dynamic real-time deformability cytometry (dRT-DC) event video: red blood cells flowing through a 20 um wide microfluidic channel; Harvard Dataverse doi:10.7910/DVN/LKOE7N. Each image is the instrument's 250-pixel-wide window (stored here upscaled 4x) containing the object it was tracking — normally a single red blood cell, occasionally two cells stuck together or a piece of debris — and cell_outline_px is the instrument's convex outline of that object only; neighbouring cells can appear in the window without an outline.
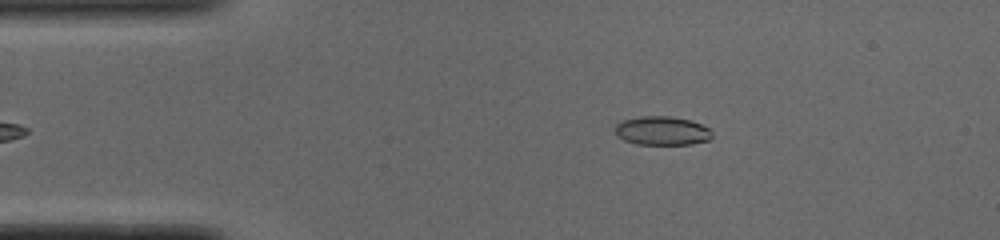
{"species": "common noctule bat (a hibernating species)", "species_latin": "Nyctalus noctula", "temperature_condition": "cold", "stored_images_in_passage": 46, "camera_frame_rate_fps": 3000, "um_per_image_px": 0.085, "animal": {"sex": "male", "body_mass_g": 19.0, "forearm_length_mm": 50.8}, "frame": {"image": 1, "passage_image": 4, "time_ms": 1.0, "image_size_px": [1000, 240], "cell_outline_px": [[712, 136], [708, 140], [692, 144], [636, 144], [624, 140], [616, 136], [616, 124], [620, 120], [640, 116], [672, 116], [692, 120], [708, 128], [712, 132]], "centroid_in_image_um": [56.25, 11.1], "position_along_channel_um": 28.7, "area_um2": 16.42}}
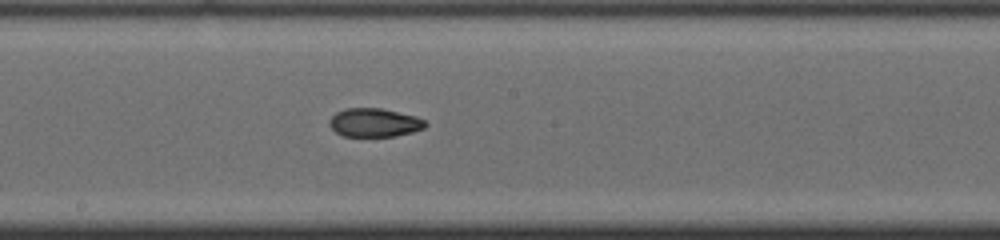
{"frame": {"image": 2, "passage_image": 22, "time_ms": 7.0, "image_size_px": [1000, 240], "cell_outline_px": [[428, 124], [424, 128], [412, 132], [396, 136], [344, 136], [336, 132], [328, 124], [328, 120], [336, 112], [344, 108], [380, 108], [416, 116], [424, 120]], "centroid_in_image_um": [31.81, 10.42], "position_along_channel_um": 216.4, "area_um2": 16.01}}
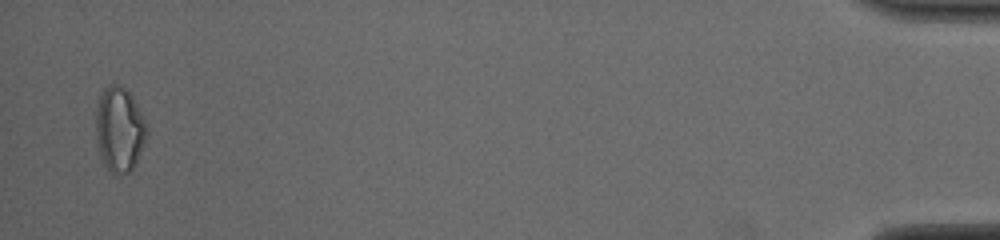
{"frame": {"image": 3, "passage_image": 45, "time_ms": 14.667, "image_size_px": [1000, 240], "cell_outline_px": [[148, 136], [136, 164], [132, 172], [120, 176], [116, 176], [104, 164], [100, 156], [96, 136], [96, 108], [100, 92], [108, 84], [120, 84], [132, 96], [148, 124]], "centroid_in_image_um": [10.17, 11.02], "position_along_channel_um": 425.0, "area_um2": 25.84}, "authors_computed_cell_mechanics": {"area_um2": 16.6753, "velocity_mm_per_s": 3.9069, "shape_relaxation_time_tau1_ms": null, "shape_relaxation_time_tau2_ms": 2.8221, "deformation_change_tau1": null, "deformation_change_tau2": 0.0824}}